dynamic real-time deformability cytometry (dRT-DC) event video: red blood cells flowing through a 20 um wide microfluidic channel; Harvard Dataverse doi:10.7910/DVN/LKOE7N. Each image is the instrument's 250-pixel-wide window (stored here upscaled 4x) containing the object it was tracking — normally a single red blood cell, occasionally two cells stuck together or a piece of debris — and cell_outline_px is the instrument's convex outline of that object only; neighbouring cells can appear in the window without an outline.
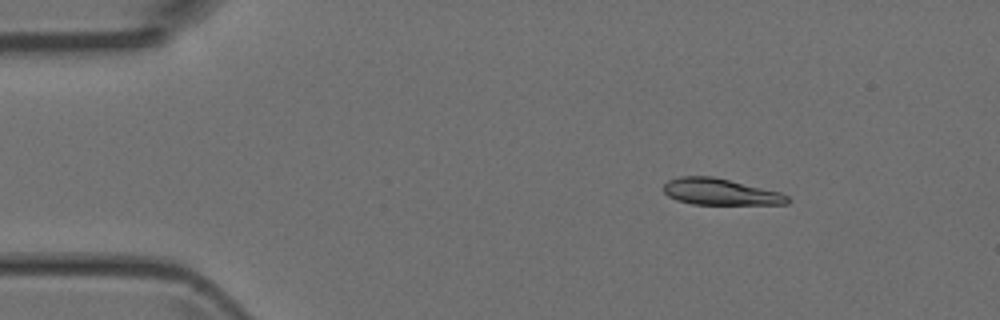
{"species": "Egyptian fruit bat (a non-hibernating species)", "species_latin": "Rousettus aegyptiacus", "temperature_condition": "room temperature", "stored_images_in_passage": 5, "camera_frame_rate_fps": 3000, "um_per_image_px": 0.085, "animal": {"sex": "female"}, "frame": {"image": 1, "passage_image": 2, "time_ms": 1.333, "image_size_px": [1000, 320], "cell_outline_px": [[792, 200], [788, 204], [692, 204], [676, 200], [668, 196], [664, 192], [664, 184], [668, 180], [680, 176], [712, 176], [780, 192], [788, 196]], "centroid_in_image_um": [61.22, 16.31], "position_along_channel_um": 23.8, "area_um2": 19.02}}